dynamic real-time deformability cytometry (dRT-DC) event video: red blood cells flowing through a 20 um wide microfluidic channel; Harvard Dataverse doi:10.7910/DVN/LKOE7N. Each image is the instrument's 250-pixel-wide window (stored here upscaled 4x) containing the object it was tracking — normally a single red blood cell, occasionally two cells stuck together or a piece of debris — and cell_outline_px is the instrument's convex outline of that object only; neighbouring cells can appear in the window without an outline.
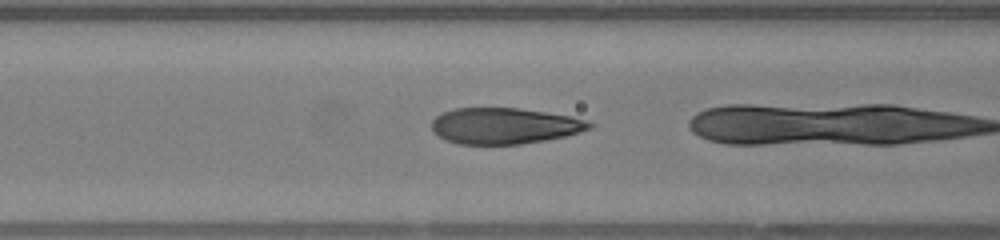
{"species": "human", "species_latin": "Homo sapiens", "temperature_condition": "warm", "stored_images_in_passage": 15, "camera_frame_rate_fps": 3000, "um_per_image_px": 0.085, "donor": {"sex": "female"}, "frame": {"image": 1, "passage_image": 14, "time_ms": 4.333, "image_size_px": [1000, 240], "cell_outline_px": [[592, 128], [580, 132], [564, 136], [544, 140], [520, 144], [460, 144], [448, 140], [432, 132], [432, 120], [436, 116], [444, 112], [456, 108], [520, 108], [572, 116], [588, 120], [592, 124]], "centroid_in_image_um": [42.89, 10.69], "position_along_channel_um": 123.7, "area_um2": 33.06}}